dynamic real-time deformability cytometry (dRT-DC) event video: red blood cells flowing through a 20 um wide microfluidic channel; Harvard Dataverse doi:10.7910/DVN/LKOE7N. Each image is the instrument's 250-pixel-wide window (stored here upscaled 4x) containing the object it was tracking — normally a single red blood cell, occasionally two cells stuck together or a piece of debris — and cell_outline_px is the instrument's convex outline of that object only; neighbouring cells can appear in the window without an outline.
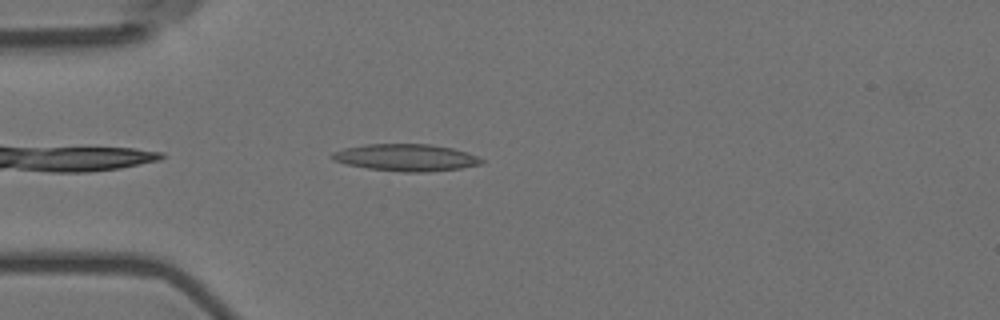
{"species": "Egyptian fruit bat (a non-hibernating species)", "species_latin": "Rousettus aegyptiacus", "temperature_condition": "room temperature", "stored_images_in_passage": 28, "camera_frame_rate_fps": 3000, "um_per_image_px": 0.085, "animal": {"sex": "female"}, "frame": {"image": 1, "passage_image": 3, "time_ms": 0.667, "image_size_px": [1000, 320], "cell_outline_px": [[484, 160], [480, 164], [460, 168], [428, 172], [404, 172], [368, 168], [348, 164], [332, 160], [332, 152], [344, 148], [364, 144], [432, 144], [452, 148], [468, 152]], "centroid_in_image_um": [34.51, 13.38], "position_along_channel_um": 50.5, "area_um2": 23.41}}
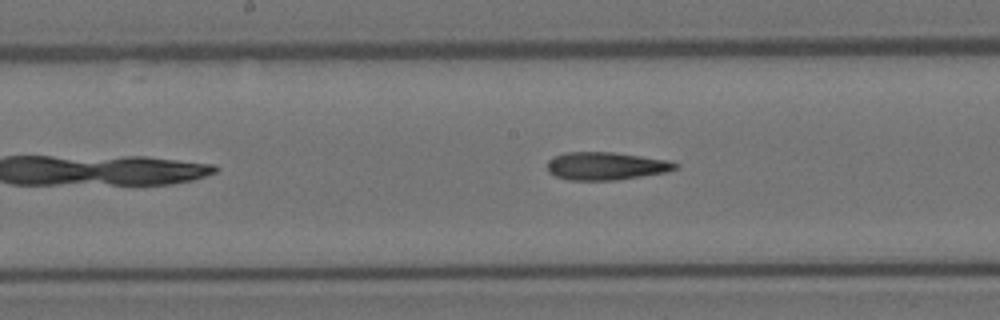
{"frame": {"image": 2, "passage_image": 16, "time_ms": 5.0, "image_size_px": [1000, 320], "cell_outline_px": [[680, 164], [676, 168], [664, 172], [616, 180], [568, 180], [556, 176], [548, 172], [548, 160], [564, 152], [612, 152], [668, 160]], "centroid_in_image_um": [51.48, 14.11], "position_along_channel_um": 196.7, "area_um2": 20.58}}
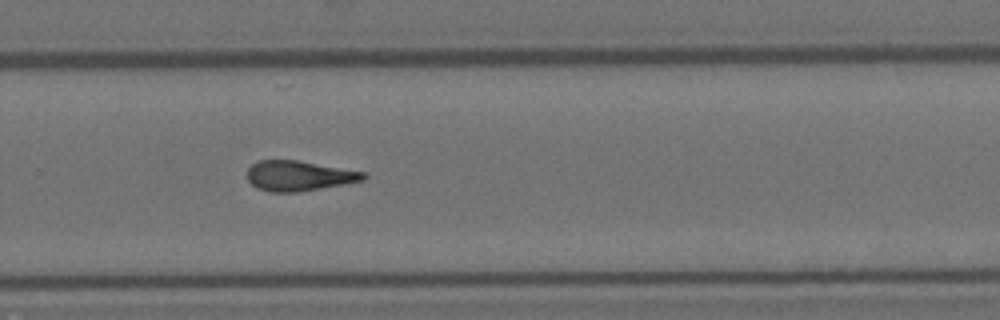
{"frame": {"image": 3, "passage_image": 25, "time_ms": 8.0, "image_size_px": [1000, 320], "cell_outline_px": [[368, 176], [364, 180], [344, 184], [300, 192], [268, 192], [256, 188], [248, 180], [248, 168], [252, 164], [260, 160], [296, 160], [368, 172]], "centroid_in_image_um": [25.44, 14.95], "position_along_channel_um": 304.4, "area_um2": 20.58}}